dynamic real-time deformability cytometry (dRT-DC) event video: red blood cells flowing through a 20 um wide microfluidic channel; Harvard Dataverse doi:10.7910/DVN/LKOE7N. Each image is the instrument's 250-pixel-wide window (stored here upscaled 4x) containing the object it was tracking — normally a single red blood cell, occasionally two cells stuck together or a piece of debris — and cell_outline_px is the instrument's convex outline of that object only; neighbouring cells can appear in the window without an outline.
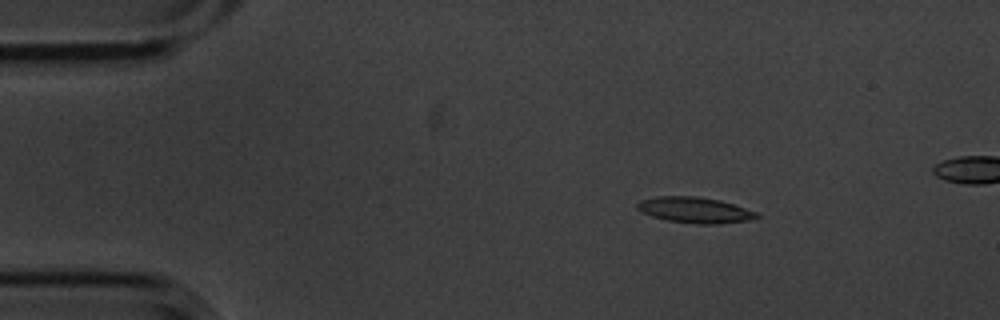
{"species": "common noctule bat (a hibernating species)", "species_latin": "Nyctalus noctula", "temperature_condition": "cold", "stored_images_in_passage": 5, "camera_frame_rate_fps": 3000, "um_per_image_px": 0.085, "animal": {"sex": "male", "body_mass_g": 20.1, "forearm_length_mm": 53.5}, "frame": {"image": 1, "passage_image": 3, "time_ms": 0.667, "image_size_px": [1000, 320], "cell_outline_px": [[760, 216], [748, 220], [720, 224], [696, 224], [668, 220], [652, 216], [640, 212], [636, 208], [636, 204], [640, 200], [656, 196], [696, 196], [720, 200], [756, 212]], "centroid_in_image_um": [59.01, 17.85], "position_along_channel_um": 26.0, "area_um2": 17.92}}